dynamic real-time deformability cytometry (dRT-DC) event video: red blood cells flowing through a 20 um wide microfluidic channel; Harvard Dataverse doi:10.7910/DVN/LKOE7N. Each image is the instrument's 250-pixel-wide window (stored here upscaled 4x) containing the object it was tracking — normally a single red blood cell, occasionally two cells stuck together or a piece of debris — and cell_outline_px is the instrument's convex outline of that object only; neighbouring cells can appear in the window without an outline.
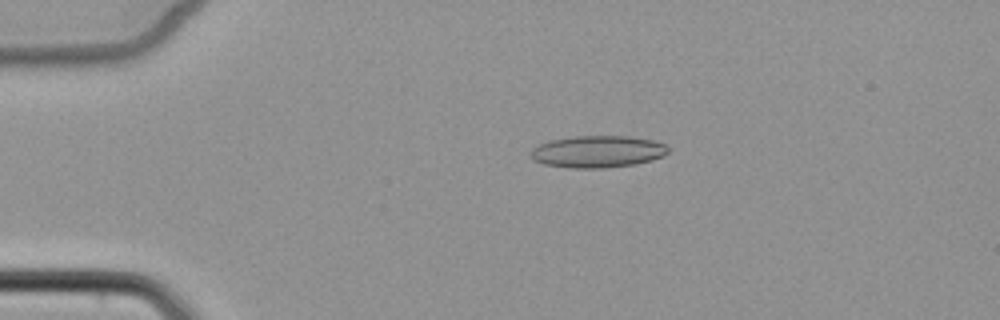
{"species": "common noctule bat (a hibernating species)", "species_latin": "Nyctalus noctula", "temperature_condition": "cold", "stored_images_in_passage": 5, "camera_frame_rate_fps": 3000, "um_per_image_px": 0.085, "animal": {"sex": "female", "body_mass_g": 22.7, "forearm_length_mm": 54.2}, "frame": {"image": 1, "passage_image": 3, "time_ms": 2.667, "image_size_px": [1000, 320], "cell_outline_px": [[668, 152], [664, 156], [652, 160], [636, 164], [604, 168], [572, 168], [544, 164], [532, 160], [528, 152], [532, 148], [548, 140], [576, 136], [628, 136], [652, 140], [668, 144]], "centroid_in_image_um": [50.79, 12.89], "position_along_channel_um": 34.2, "area_um2": 25.89}}
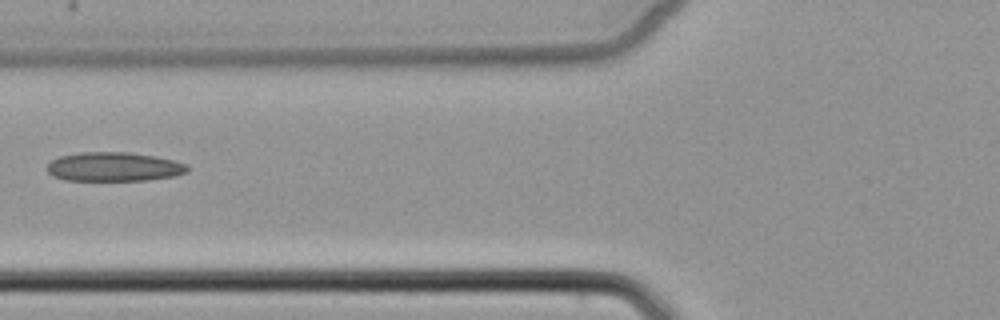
{"frame": {"image": 2, "passage_image": 5, "time_ms": 6.0, "image_size_px": [1000, 320], "cell_outline_px": [[188, 172], [176, 176], [148, 180], [64, 180], [52, 176], [48, 172], [48, 164], [52, 160], [60, 156], [80, 152], [128, 152], [156, 156], [188, 164]], "centroid_in_image_um": [9.71, 14.17], "position_along_channel_um": 116.1, "area_um2": 23.87}}